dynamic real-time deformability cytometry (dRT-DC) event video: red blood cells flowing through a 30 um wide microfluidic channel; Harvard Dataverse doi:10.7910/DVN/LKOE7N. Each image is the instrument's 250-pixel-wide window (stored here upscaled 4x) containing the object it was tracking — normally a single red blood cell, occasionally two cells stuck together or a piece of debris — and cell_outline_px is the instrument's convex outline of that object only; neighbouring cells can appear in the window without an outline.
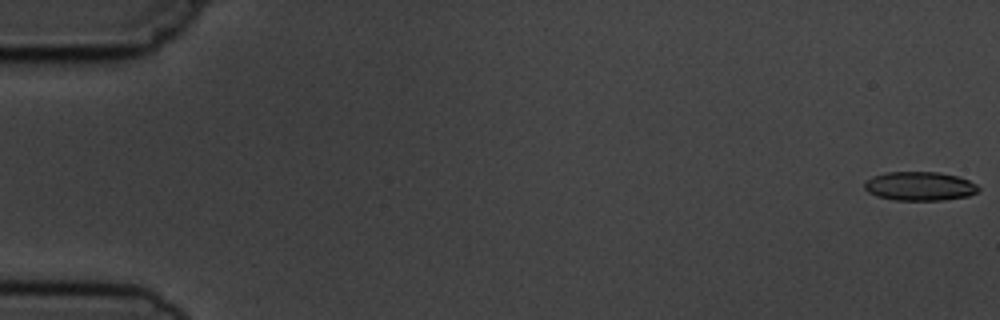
{"species": "common noctule bat (a hibernating species)", "species_latin": "Nyctalus noctula", "temperature_condition": "cold", "stored_images_in_passage": 4, "camera_frame_rate_fps": 3000, "um_per_image_px": 0.085, "animal": {"sex": "male", "body_mass_g": 19.5, "forearm_length_mm": 54.6}, "frame": {"image": 1, "passage_image": 1, "time_ms": 0.0, "image_size_px": [1000, 320], "cell_outline_px": [[980, 188], [976, 192], [968, 196], [944, 200], [896, 200], [876, 196], [868, 192], [864, 188], [864, 184], [872, 176], [884, 172], [940, 172], [956, 176], [968, 180], [976, 184]], "centroid_in_image_um": [78.16, 15.82], "position_along_channel_um": 6.8, "area_um2": 19.19}}
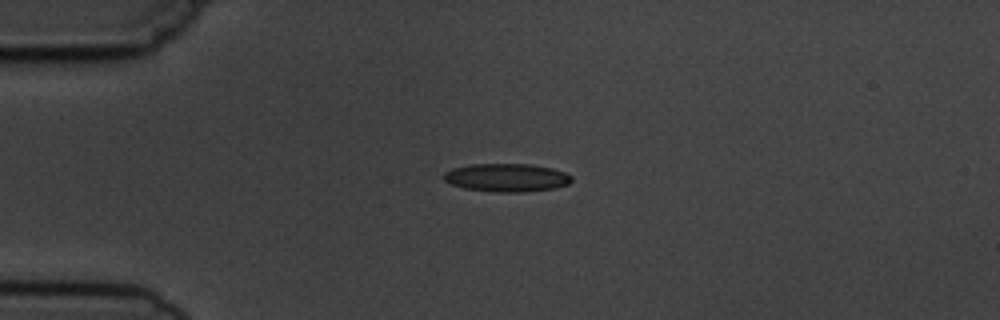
{"frame": {"image": 2, "passage_image": 4, "time_ms": 4.333, "image_size_px": [1000, 320], "cell_outline_px": [[572, 180], [568, 184], [556, 188], [524, 192], [496, 192], [464, 188], [452, 184], [444, 180], [444, 172], [452, 168], [472, 164], [528, 164], [552, 168], [564, 172], [572, 176]], "centroid_in_image_um": [43.08, 15.1], "position_along_channel_um": 41.9, "area_um2": 20.98}}